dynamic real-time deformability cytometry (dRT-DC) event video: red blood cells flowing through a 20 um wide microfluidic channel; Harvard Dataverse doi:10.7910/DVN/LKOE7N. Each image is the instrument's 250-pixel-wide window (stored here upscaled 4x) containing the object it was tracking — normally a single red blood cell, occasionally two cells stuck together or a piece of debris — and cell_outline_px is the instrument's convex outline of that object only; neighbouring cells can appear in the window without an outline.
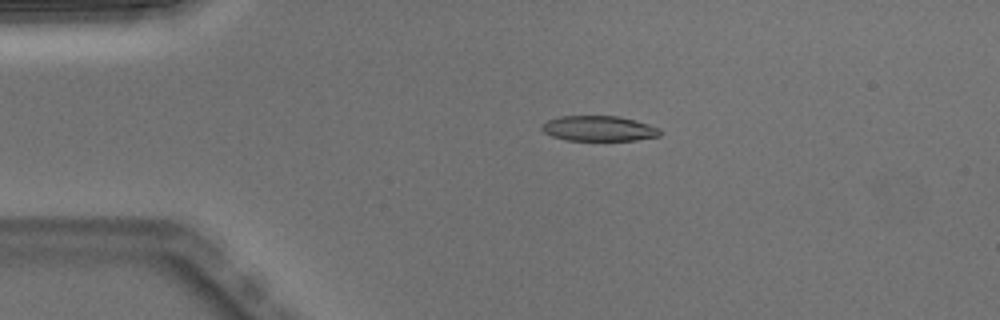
{"species": "Egyptian fruit bat (a non-hibernating species)", "species_latin": "Rousettus aegyptiacus", "temperature_condition": "warm", "stored_images_in_passage": 4, "camera_frame_rate_fps": 3000, "um_per_image_px": 0.085, "animal": {"sex": "male"}, "frame": {"image": 1, "passage_image": 3, "time_ms": 0.667, "image_size_px": [1000, 320], "cell_outline_px": [[660, 136], [636, 140], [568, 140], [552, 136], [544, 132], [540, 128], [548, 120], [560, 116], [620, 116], [636, 120], [660, 128]], "centroid_in_image_um": [50.93, 10.92], "position_along_channel_um": 34.1, "area_um2": 17.34}}